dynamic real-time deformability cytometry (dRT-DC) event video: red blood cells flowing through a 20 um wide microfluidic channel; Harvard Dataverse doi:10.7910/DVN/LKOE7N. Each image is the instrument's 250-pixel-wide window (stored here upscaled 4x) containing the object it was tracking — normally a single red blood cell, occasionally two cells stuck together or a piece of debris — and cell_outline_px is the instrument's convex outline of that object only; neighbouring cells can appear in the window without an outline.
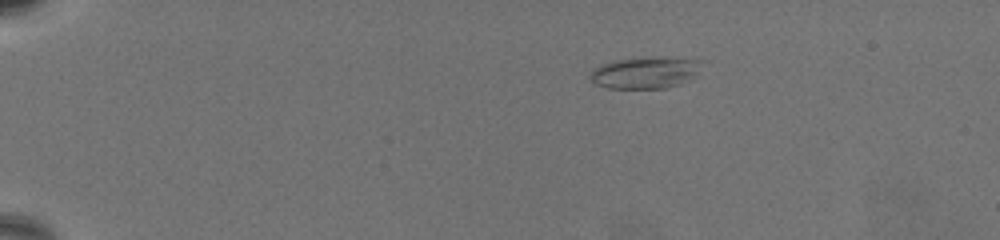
{"species": "common noctule bat (a hibernating species)", "species_latin": "Nyctalus noctula", "temperature_condition": "warm", "stored_images_in_passage": 55, "camera_frame_rate_fps": 3000, "um_per_image_px": 0.085, "animal": {"sex": "female", "body_mass_g": 19.5, "forearm_length_mm": 54.1}, "frame": {"image": 1, "passage_image": 2, "time_ms": 0.333, "image_size_px": [1000, 240], "cell_outline_px": [[704, 60], [696, 72], [692, 76], [680, 84], [668, 88], [608, 88], [596, 84], [588, 76], [592, 68], [600, 64], [616, 60]], "centroid_in_image_um": [54.72, 6.24], "position_along_channel_um": 30.3, "area_um2": 19.36}}
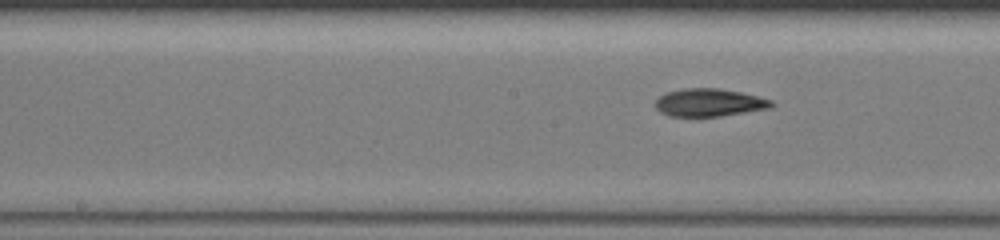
{"frame": {"image": 2, "passage_image": 26, "time_ms": 8.333, "image_size_px": [1000, 240], "cell_outline_px": [[776, 104], [772, 108], [720, 116], [668, 116], [660, 112], [652, 104], [664, 92], [684, 88], [720, 88], [740, 92], [772, 100]], "centroid_in_image_um": [60.26, 8.71], "position_along_channel_um": 187.9, "area_um2": 19.02}}
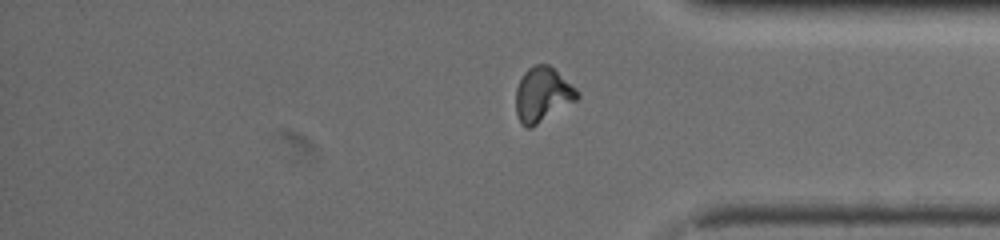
{"frame": {"image": 3, "passage_image": 45, "time_ms": 14.667, "image_size_px": [1000, 240], "cell_outline_px": [[580, 96], [576, 100], [532, 128], [528, 128], [520, 124], [516, 112], [516, 88], [524, 72], [528, 68], [536, 64], [548, 64], [576, 88], [580, 92]], "centroid_in_image_um": [46.1, 8.05], "position_along_channel_um": 389.1, "area_um2": 19.48}, "authors_computed_cell_mechanics": {"area_um2": 18.6116, "velocity_mm_per_s": 3.2703, "shape_relaxation_time_tau1_ms": 10.5572, "shape_relaxation_time_tau2_ms": 1.3643, "deformation_change_tau1": 0.2725, "deformation_change_tau2": 0.068}}